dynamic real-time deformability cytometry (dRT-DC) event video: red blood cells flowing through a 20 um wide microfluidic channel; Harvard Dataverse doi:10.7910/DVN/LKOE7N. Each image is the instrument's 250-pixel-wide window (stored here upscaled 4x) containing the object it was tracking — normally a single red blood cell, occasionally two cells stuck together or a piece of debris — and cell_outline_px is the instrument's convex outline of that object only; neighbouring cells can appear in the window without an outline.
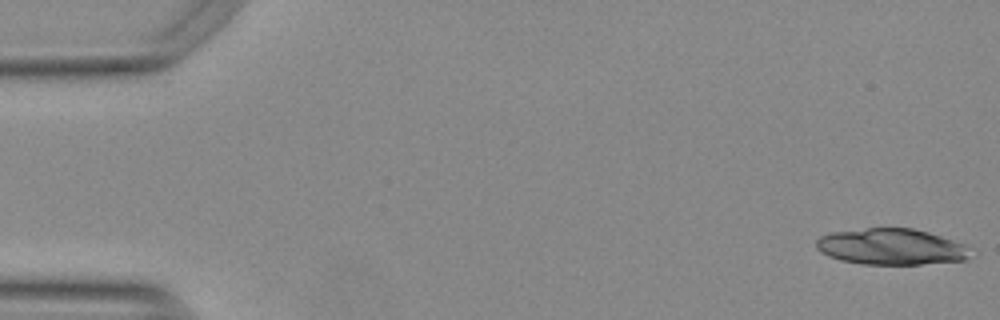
{"species": "Egyptian fruit bat (a non-hibernating species)", "species_latin": "Rousettus aegyptiacus", "temperature_condition": "warm", "stored_images_in_passage": 36, "camera_frame_rate_fps": 3000, "um_per_image_px": 0.085, "animal": {"sex": "female"}, "frame": {"image": 1, "passage_image": 1, "time_ms": 0.0, "image_size_px": [1000, 320], "cell_outline_px": [[968, 260], [920, 264], [864, 264], [840, 260], [828, 256], [820, 252], [816, 248], [816, 240], [820, 236], [832, 232], [868, 228], [912, 228], [928, 232], [964, 244], [968, 248]], "centroid_in_image_um": [75.71, 20.97], "position_along_channel_um": 9.3, "area_um2": 32.31}}
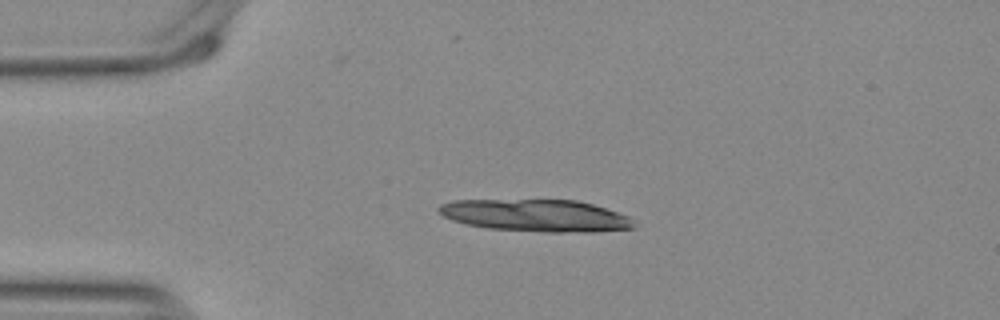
{"frame": {"image": 2, "passage_image": 12, "time_ms": 3.667, "image_size_px": [1000, 320], "cell_outline_px": [[640, 224], [636, 228], [592, 232], [548, 232], [488, 228], [464, 224], [452, 220], [444, 216], [436, 208], [440, 204], [456, 200], [576, 200], [592, 204], [628, 216]], "centroid_in_image_um": [45.59, 18.33], "position_along_channel_um": 39.4, "area_um2": 36.65}}